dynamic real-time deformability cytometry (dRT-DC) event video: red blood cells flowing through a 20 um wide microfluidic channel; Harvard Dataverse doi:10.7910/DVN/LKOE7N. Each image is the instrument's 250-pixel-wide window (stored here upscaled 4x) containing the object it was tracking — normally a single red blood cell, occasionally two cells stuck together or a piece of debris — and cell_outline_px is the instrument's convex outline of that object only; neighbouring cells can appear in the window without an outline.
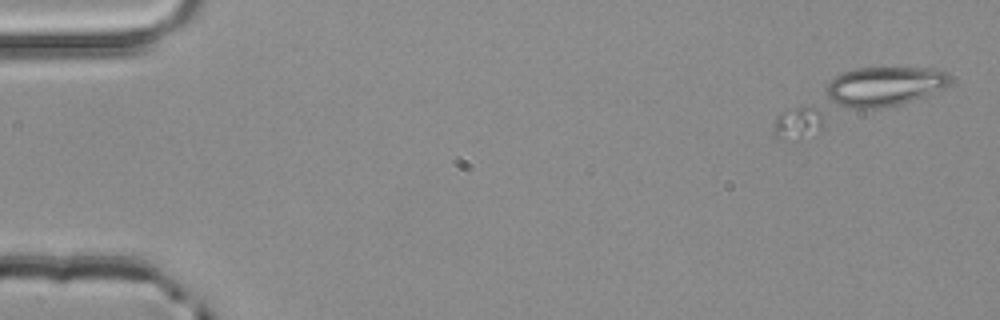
{"species": "common noctule bat (a hibernating species)", "species_latin": "Nyctalus noctula", "temperature_condition": "room temperature", "stored_images_in_passage": 3, "camera_frame_rate_fps": 3000, "um_per_image_px": 0.085, "animal": {"sex": "male", "body_mass_g": 20.4}, "frame": {"image": 1, "passage_image": 1, "time_ms": 0.0, "image_size_px": [1000, 320], "cell_outline_px": [[952, 80], [948, 84], [924, 96], [820, 132], [784, 140], [780, 140], [772, 136], [772, 132], [776, 116], [780, 112], [840, 72], [856, 68], [932, 68], [948, 72], [952, 76]], "centroid_in_image_um": [72.74, 8.35], "position_along_channel_um": 12.3, "area_um2": 48.61}}